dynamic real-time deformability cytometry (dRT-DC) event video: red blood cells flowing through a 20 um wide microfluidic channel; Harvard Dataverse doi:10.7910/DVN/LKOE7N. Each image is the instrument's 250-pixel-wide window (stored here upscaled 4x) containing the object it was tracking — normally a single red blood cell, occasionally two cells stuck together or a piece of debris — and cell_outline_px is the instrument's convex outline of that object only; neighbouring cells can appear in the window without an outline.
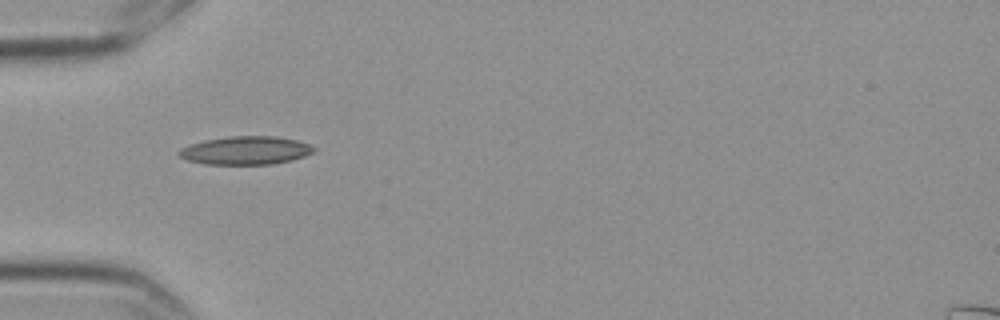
{"species": "Egyptian fruit bat (a non-hibernating species)", "species_latin": "Rousettus aegyptiacus", "temperature_condition": "cold", "stored_images_in_passage": 1, "camera_frame_rate_fps": 3000, "um_per_image_px": 0.085, "frame": {"image": 1, "passage_image": 1, "time_ms": 0.0, "image_size_px": [1000, 320], "cell_outline_px": [[316, 148], [312, 152], [304, 156], [292, 160], [272, 164], [204, 164], [188, 160], [176, 156], [176, 152], [180, 148], [188, 144], [204, 140], [228, 136], [276, 136], [296, 140], [308, 144]], "centroid_in_image_um": [20.81, 12.78], "position_along_channel_um": 64.2, "area_um2": 22.37}}